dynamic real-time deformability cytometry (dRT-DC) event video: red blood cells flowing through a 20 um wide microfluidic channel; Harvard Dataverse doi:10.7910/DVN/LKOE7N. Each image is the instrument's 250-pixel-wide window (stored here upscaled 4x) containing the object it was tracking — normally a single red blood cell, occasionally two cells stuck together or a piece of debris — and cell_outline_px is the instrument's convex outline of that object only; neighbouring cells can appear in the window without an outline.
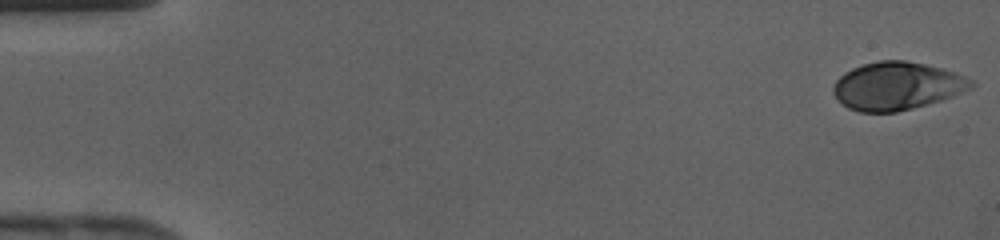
{"species": "human", "species_latin": "Homo sapiens", "temperature_condition": "cold", "stored_images_in_passage": 42, "camera_frame_rate_fps": 3000, "um_per_image_px": 0.085, "donor": {"sex": "female"}, "frame": {"image": 1, "passage_image": 1, "time_ms": 0.0, "image_size_px": [1000, 240], "cell_outline_px": [[976, 84], [972, 88], [952, 96], [940, 100], [912, 108], [896, 112], [860, 112], [848, 108], [832, 92], [832, 88], [836, 80], [844, 72], [852, 68], [864, 64], [880, 60], [904, 60], [944, 68], [964, 76], [972, 80]], "centroid_in_image_um": [76.24, 7.3], "position_along_channel_um": 8.8, "area_um2": 38.32}}
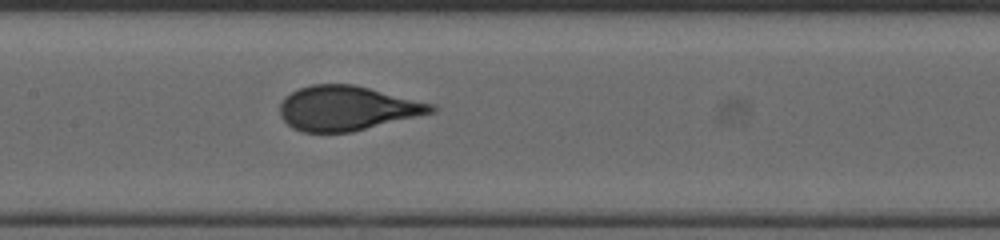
{"frame": {"image": 2, "passage_image": 21, "time_ms": 6.667, "image_size_px": [1000, 240], "cell_outline_px": [[440, 108], [436, 112], [420, 116], [352, 132], [304, 132], [292, 128], [280, 116], [280, 104], [284, 96], [300, 88], [312, 84], [352, 84], [436, 104]], "centroid_in_image_um": [29.54, 9.2], "position_along_channel_um": 177.9, "area_um2": 39.54}}
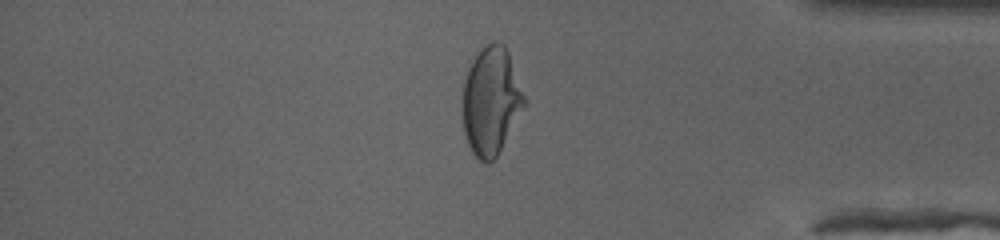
{"frame": {"image": 3, "passage_image": 36, "time_ms": 11.667, "image_size_px": [1000, 240], "cell_outline_px": [[528, 104], [496, 156], [488, 164], [480, 160], [472, 152], [464, 136], [460, 112], [460, 96], [468, 60], [492, 40], [496, 40], [504, 44], [508, 52], [528, 100]], "centroid_in_image_um": [41.7, 8.54], "position_along_channel_um": 393.5, "area_um2": 40.46}}